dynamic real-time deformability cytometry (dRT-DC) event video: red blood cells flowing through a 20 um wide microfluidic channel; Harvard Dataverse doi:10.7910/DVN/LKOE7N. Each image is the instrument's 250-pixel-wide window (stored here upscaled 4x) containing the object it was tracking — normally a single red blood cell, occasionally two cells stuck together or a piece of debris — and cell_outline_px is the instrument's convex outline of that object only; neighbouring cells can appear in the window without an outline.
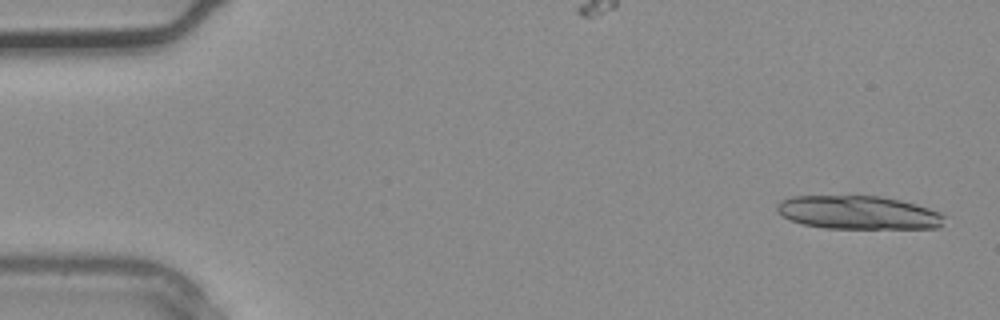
{"species": "common noctule bat (a hibernating species)", "species_latin": "Nyctalus noctula", "temperature_condition": "warm", "stored_images_in_passage": 4, "camera_frame_rate_fps": 3000, "um_per_image_px": 0.085, "animal": {"sex": "male", "body_mass_g": 20.4}, "frame": {"image": 1, "passage_image": 1, "time_ms": 0.0, "image_size_px": [1000, 320], "cell_outline_px": [[944, 216], [940, 228], [824, 228], [804, 224], [792, 220], [784, 216], [776, 208], [776, 204], [780, 200], [792, 196], [880, 196], [900, 200], [916, 204], [940, 212]], "centroid_in_image_um": [72.96, 18.06], "position_along_channel_um": 12.0, "area_um2": 32.43}}
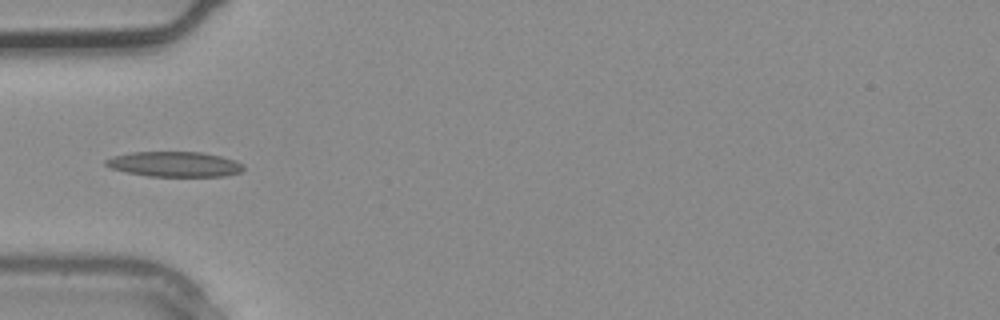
{"frame": {"image": 2, "passage_image": 4, "time_ms": 1.0, "image_size_px": [1000, 320], "cell_outline_px": [[244, 168], [240, 172], [224, 176], [148, 176], [128, 172], [112, 168], [104, 164], [104, 160], [112, 156], [132, 152], [200, 152], [220, 156], [236, 160], [244, 164]], "centroid_in_image_um": [14.85, 13.95], "position_along_channel_um": 70.2, "area_um2": 20.11}}